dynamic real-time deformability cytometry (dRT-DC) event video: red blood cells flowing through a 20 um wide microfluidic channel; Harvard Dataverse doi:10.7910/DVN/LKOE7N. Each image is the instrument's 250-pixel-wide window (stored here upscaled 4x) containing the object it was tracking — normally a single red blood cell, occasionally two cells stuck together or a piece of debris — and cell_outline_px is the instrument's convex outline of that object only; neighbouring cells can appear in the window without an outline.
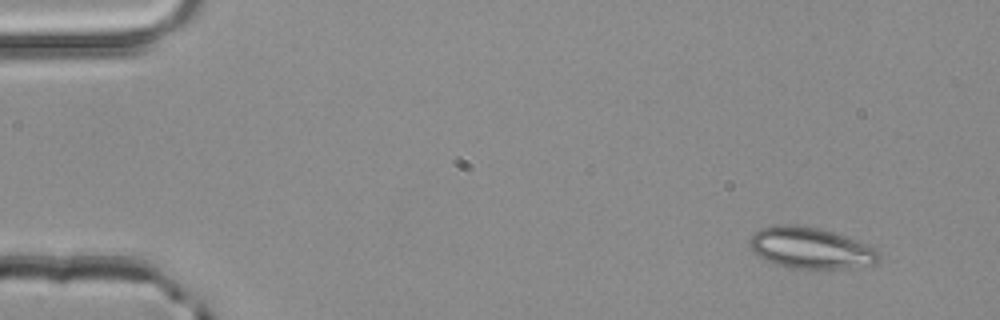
{"species": "common noctule bat (a hibernating species)", "species_latin": "Nyctalus noctula", "temperature_condition": "room temperature", "stored_images_in_passage": 49, "camera_frame_rate_fps": 3000, "um_per_image_px": 0.085, "animal": {"sex": "male", "body_mass_g": 20.4}, "frame": {"image": 1, "passage_image": 1, "time_ms": 0.0, "image_size_px": [1000, 320], "cell_outline_px": [[880, 256], [876, 264], [848, 268], [792, 268], [776, 264], [764, 260], [748, 244], [748, 236], [760, 228], [772, 224], [796, 224], [820, 228], [856, 240], [872, 248]], "centroid_in_image_um": [68.82, 21.06], "position_along_channel_um": 16.2, "area_um2": 30.98}}
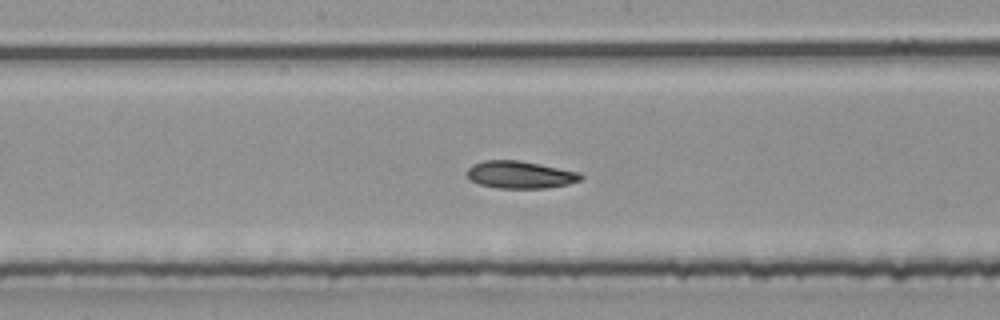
{"frame": {"image": 2, "passage_image": 24, "time_ms": 7.667, "image_size_px": [1000, 320], "cell_outline_px": [[584, 176], [580, 180], [568, 184], [544, 188], [500, 188], [480, 184], [472, 180], [468, 176], [468, 168], [472, 164], [484, 160], [520, 160], [580, 172]], "centroid_in_image_um": [44.23, 14.84], "position_along_channel_um": 204.0, "area_um2": 18.03}}
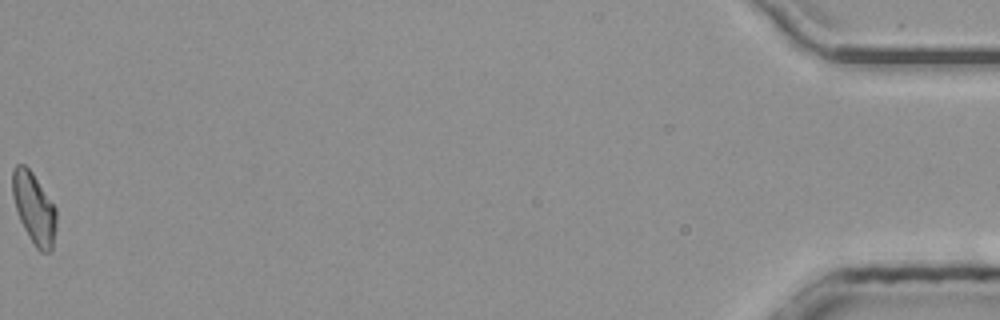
{"frame": {"image": 3, "passage_image": 49, "time_ms": 16.0, "image_size_px": [1000, 320], "cell_outline_px": [[56, 228], [52, 248], [48, 252], [40, 252], [36, 248], [28, 236], [20, 220], [12, 196], [12, 168], [16, 164], [24, 164], [32, 172], [56, 208]], "centroid_in_image_um": [2.88, 17.69], "position_along_channel_um": 432.3, "area_um2": 18.15}, "authors_computed_cell_mechanics": {"area_um2": 18.3804, "velocity_mm_per_s": 4.027, "shape_relaxation_time_tau1_ms": 4.74, "shape_relaxation_time_tau2_ms": 3.4367, "deformation_change_tau1": 0.1346, "deformation_change_tau2": 0.1051}}